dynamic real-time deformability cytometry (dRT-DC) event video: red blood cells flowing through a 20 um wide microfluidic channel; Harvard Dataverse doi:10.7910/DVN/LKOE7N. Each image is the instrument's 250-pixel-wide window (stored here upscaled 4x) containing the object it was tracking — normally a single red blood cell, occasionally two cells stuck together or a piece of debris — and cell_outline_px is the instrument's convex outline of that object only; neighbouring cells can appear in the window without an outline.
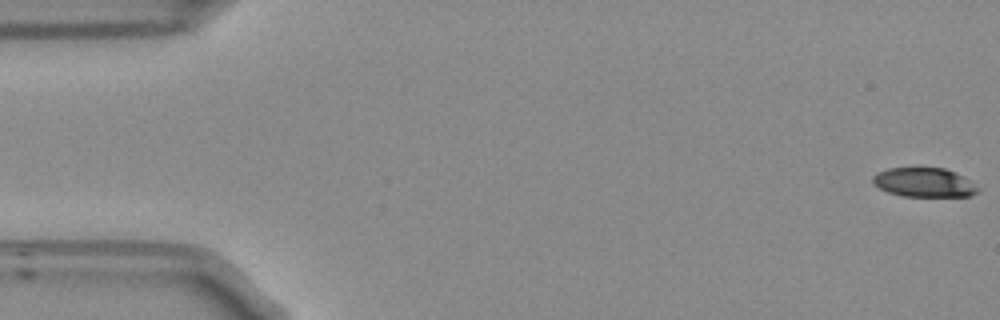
{"species": "Egyptian fruit bat (a non-hibernating species)", "species_latin": "Rousettus aegyptiacus", "temperature_condition": "room temperature", "stored_images_in_passage": 47, "camera_frame_rate_fps": 3000, "um_per_image_px": 0.085, "frame": {"image": 1, "passage_image": 1, "time_ms": 0.0, "image_size_px": [1000, 320], "cell_outline_px": [[976, 192], [968, 196], [904, 196], [888, 192], [872, 184], [872, 176], [876, 172], [888, 168], [944, 168], [956, 172], [972, 180], [976, 188]], "centroid_in_image_um": [78.51, 15.49], "position_along_channel_um": 6.5, "area_um2": 17.86}}
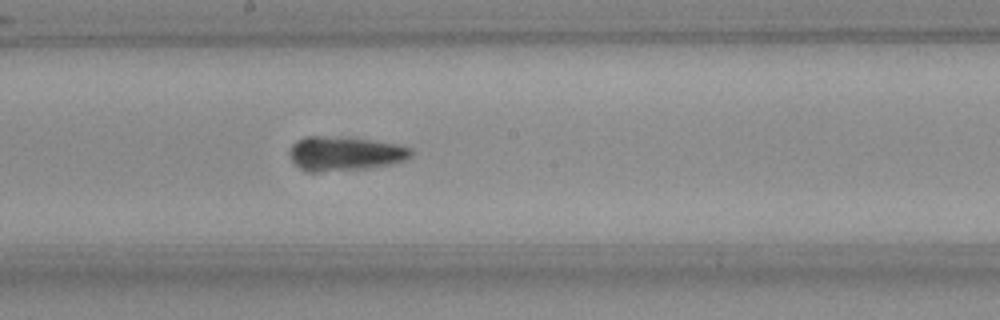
{"frame": {"image": 2, "passage_image": 29, "time_ms": 9.333, "image_size_px": [1000, 320], "cell_outline_px": [[412, 156], [404, 160], [392, 164], [368, 168], [304, 168], [296, 164], [288, 156], [288, 152], [292, 144], [308, 136], [324, 136], [368, 140], [396, 144], [412, 148]], "centroid_in_image_um": [29.38, 13.0], "position_along_channel_um": 218.8, "area_um2": 22.83}}
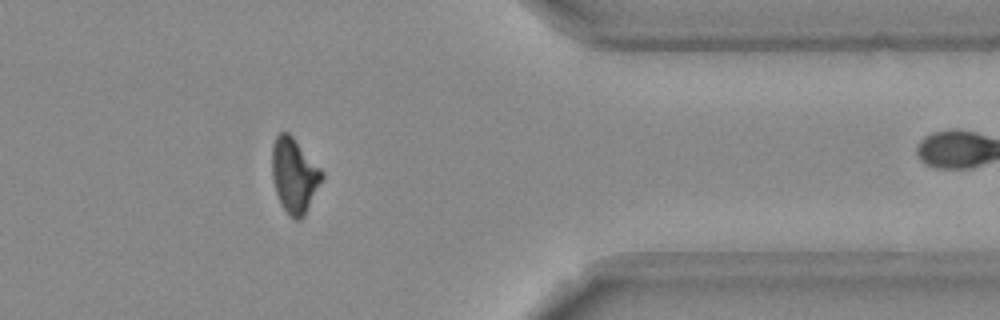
{"frame": {"image": 3, "passage_image": 44, "time_ms": 14.333, "image_size_px": [1000, 320], "cell_outline_px": [[324, 176], [304, 216], [300, 220], [296, 220], [280, 204], [276, 192], [272, 176], [272, 144], [276, 136], [280, 132], [288, 132], [292, 136], [324, 172]], "centroid_in_image_um": [25.01, 14.89], "position_along_channel_um": 386.4, "area_um2": 21.5}, "authors_computed_cell_mechanics": {"area_um2": 21.5016, "velocity_mm_per_s": 3.7509, "shape_relaxation_time_tau1_ms": 5.547, "shape_relaxation_time_tau2_ms": 5.7135, "deformation_change_tau1": 0.1808, "deformation_change_tau2": 0.1283}}